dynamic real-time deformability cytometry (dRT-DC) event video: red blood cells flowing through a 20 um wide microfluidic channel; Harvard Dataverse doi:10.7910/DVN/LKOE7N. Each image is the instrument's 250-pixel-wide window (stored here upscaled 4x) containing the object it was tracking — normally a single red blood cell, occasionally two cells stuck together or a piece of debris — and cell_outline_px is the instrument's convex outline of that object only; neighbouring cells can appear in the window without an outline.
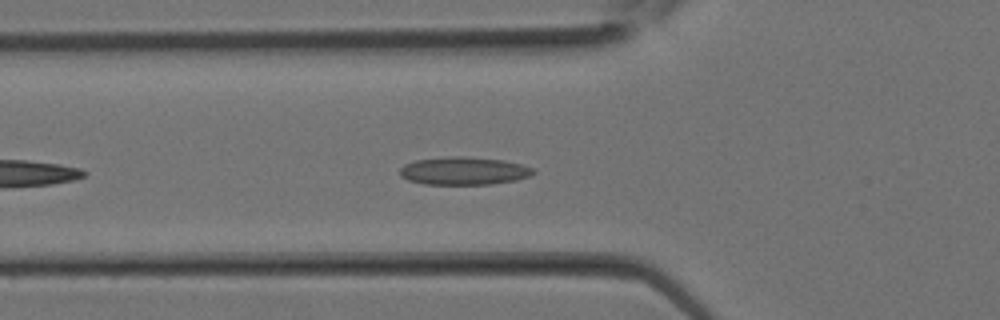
{"species": "Egyptian fruit bat (a non-hibernating species)", "species_latin": "Rousettus aegyptiacus", "temperature_condition": "room temperature", "stored_images_in_passage": 14, "camera_frame_rate_fps": 3000, "um_per_image_px": 0.085, "animal": {"sex": "female"}, "frame": {"image": 1, "passage_image": 8, "time_ms": 2.333, "image_size_px": [1000, 320], "cell_outline_px": [[536, 172], [528, 176], [516, 180], [488, 184], [424, 184], [408, 180], [400, 176], [400, 168], [404, 164], [416, 160], [452, 156], [464, 156], [504, 160], [536, 168]], "centroid_in_image_um": [39.43, 14.52], "position_along_channel_um": 86.4, "area_um2": 21.68}}
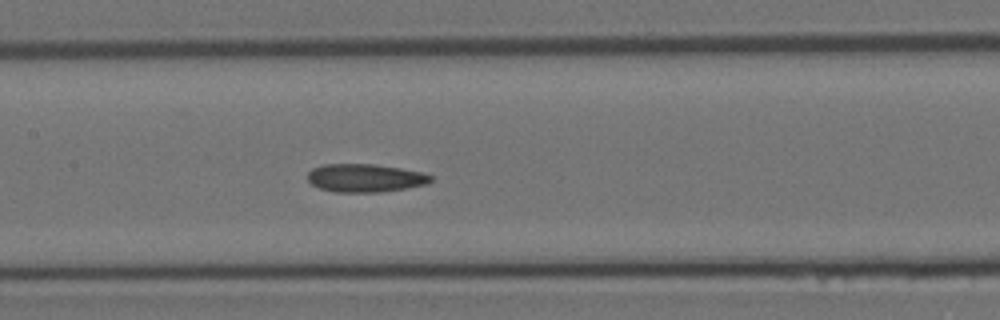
{"frame": {"image": 2, "passage_image": 12, "time_ms": 3.667, "image_size_px": [1000, 320], "cell_outline_px": [[432, 180], [428, 184], [380, 192], [336, 192], [320, 188], [312, 184], [308, 180], [308, 172], [312, 168], [324, 164], [372, 164], [400, 168], [420, 172], [432, 176]], "centroid_in_image_um": [31.02, 15.12], "position_along_channel_um": 176.4, "area_um2": 20.06}}
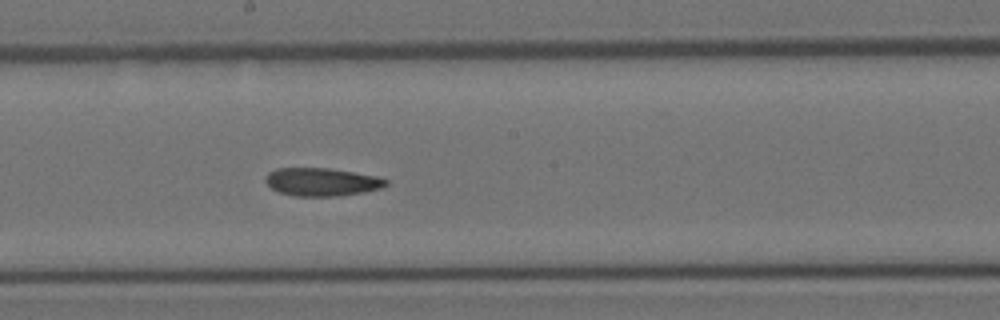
{"frame": {"image": 3, "passage_image": 14, "time_ms": 4.333, "image_size_px": [1000, 320], "cell_outline_px": [[388, 184], [380, 188], [364, 192], [340, 196], [292, 196], [280, 192], [272, 188], [264, 180], [268, 172], [276, 168], [328, 168], [376, 176], [388, 180]], "centroid_in_image_um": [27.33, 15.46], "position_along_channel_um": 220.9, "area_um2": 19.65}}